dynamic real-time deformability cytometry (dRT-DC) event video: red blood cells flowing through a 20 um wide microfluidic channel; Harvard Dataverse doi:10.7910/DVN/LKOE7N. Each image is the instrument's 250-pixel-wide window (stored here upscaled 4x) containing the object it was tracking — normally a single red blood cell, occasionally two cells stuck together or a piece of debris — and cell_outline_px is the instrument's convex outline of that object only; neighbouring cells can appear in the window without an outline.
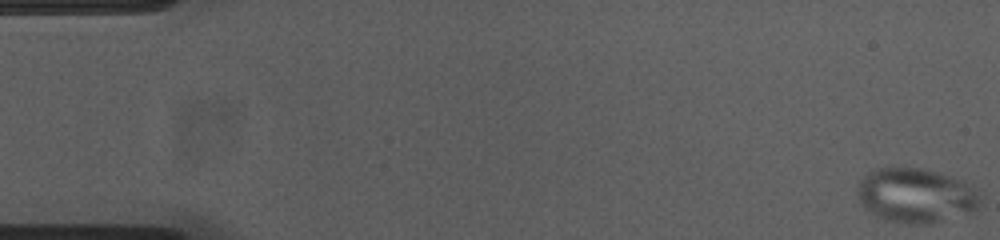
{"species": "common noctule bat (a hibernating species)", "species_latin": "Nyctalus noctula", "temperature_condition": "cold", "stored_images_in_passage": 55, "camera_frame_rate_fps": 3000, "um_per_image_px": 0.085, "animal": {"sex": "female", "body_mass_g": 23.0, "forearm_length_mm": 53.4}, "frame": {"image": 1, "passage_image": 1, "time_ms": 0.0, "image_size_px": [1000, 240], "cell_outline_px": [[980, 204], [972, 212], [932, 224], [904, 224], [884, 220], [872, 216], [860, 200], [856, 192], [856, 188], [860, 180], [868, 172], [876, 168], [920, 168], [936, 172], [964, 180], [976, 188], [980, 192]], "centroid_in_image_um": [77.85, 16.63], "position_along_channel_um": 7.2, "area_um2": 39.59}}
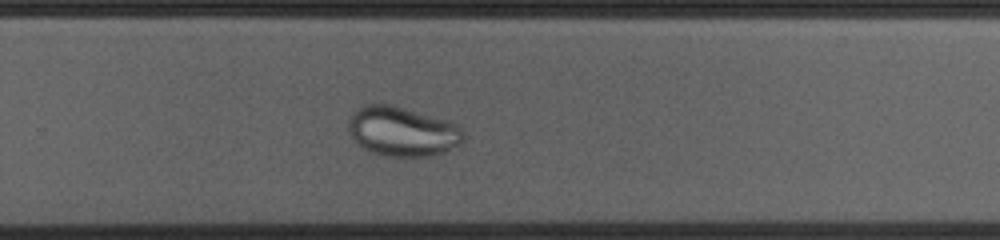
{"frame": {"image": 2, "passage_image": 36, "time_ms": 11.667, "image_size_px": [1000, 240], "cell_outline_px": [[464, 136], [460, 144], [444, 152], [428, 156], [388, 156], [372, 152], [364, 148], [348, 132], [348, 120], [352, 112], [364, 104], [392, 104], [444, 120], [456, 124], [464, 132]], "centroid_in_image_um": [34.17, 11.16], "position_along_channel_um": 295.6, "area_um2": 32.89}}
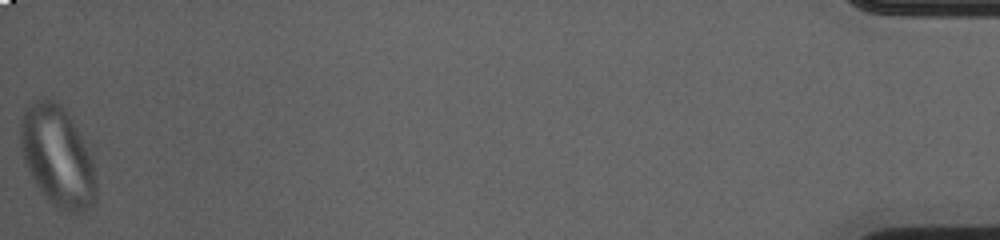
{"frame": {"image": 3, "passage_image": 55, "time_ms": 18.0, "image_size_px": [1000, 240], "cell_outline_px": [[96, 200], [84, 212], [60, 212], [48, 200], [36, 184], [24, 160], [20, 136], [20, 128], [24, 112], [40, 96], [52, 100], [60, 104], [64, 108], [72, 120], [92, 160], [96, 184]], "centroid_in_image_um": [4.89, 13.33], "position_along_channel_um": 430.3, "area_um2": 43.58}}